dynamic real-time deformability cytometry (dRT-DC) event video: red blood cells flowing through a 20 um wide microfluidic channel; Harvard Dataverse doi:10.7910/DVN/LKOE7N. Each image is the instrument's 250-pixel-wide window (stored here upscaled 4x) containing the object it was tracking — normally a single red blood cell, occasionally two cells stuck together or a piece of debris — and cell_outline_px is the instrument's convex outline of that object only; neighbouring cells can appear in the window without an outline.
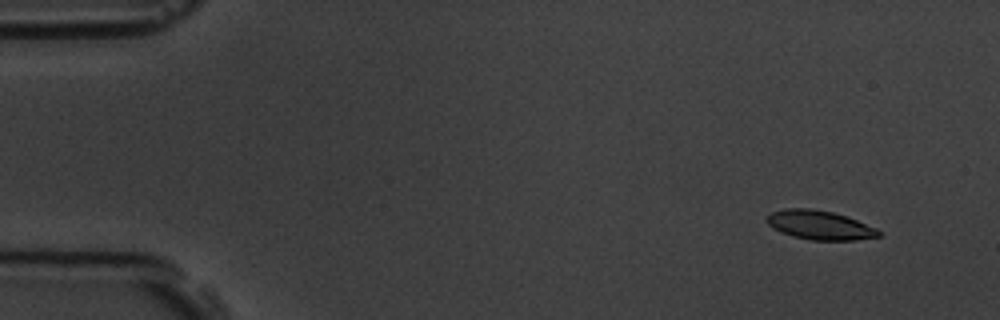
{"species": "common noctule bat (a hibernating species)", "species_latin": "Nyctalus noctula", "temperature_condition": "room temperature", "stored_images_in_passage": 53, "camera_frame_rate_fps": 3000, "um_per_image_px": 0.085, "animal": {"sex": "male", "body_mass_g": 19.5, "forearm_length_mm": 54.6}, "frame": {"image": 1, "passage_image": 1, "time_ms": 0.0, "image_size_px": [1000, 320], "cell_outline_px": [[880, 236], [856, 240], [812, 240], [792, 236], [780, 232], [772, 228], [764, 220], [764, 216], [772, 212], [784, 208], [808, 208], [832, 212], [856, 220], [876, 228], [880, 232]], "centroid_in_image_um": [69.6, 19.13], "position_along_channel_um": 15.4, "area_um2": 18.96}}
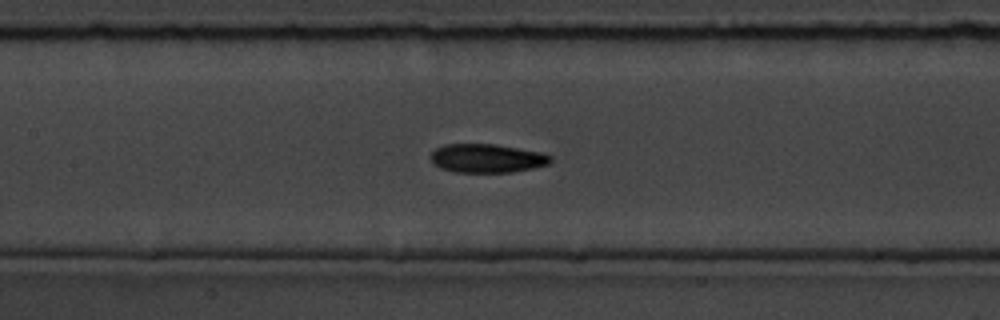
{"frame": {"image": 2, "passage_image": 23, "time_ms": 7.333, "image_size_px": [1000, 320], "cell_outline_px": [[552, 160], [548, 164], [532, 168], [512, 172], [456, 172], [440, 168], [432, 160], [432, 152], [436, 148], [444, 144], [496, 144], [540, 152], [552, 156]], "centroid_in_image_um": [41.41, 13.45], "position_along_channel_um": 166.0, "area_um2": 19.88}}
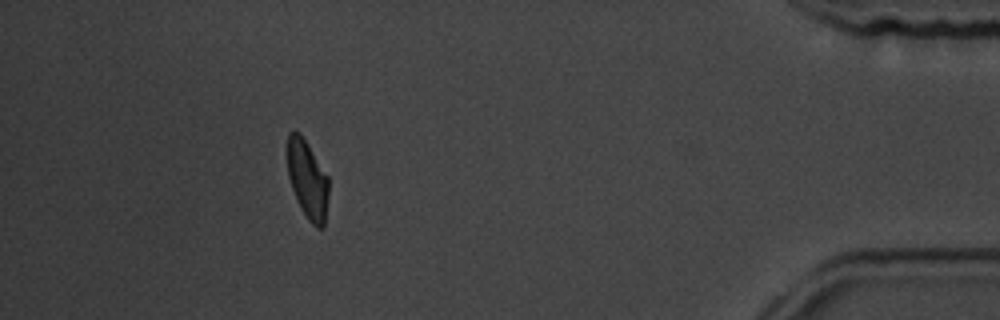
{"frame": {"image": 3, "passage_image": 48, "time_ms": 15.667, "image_size_px": [1000, 320], "cell_outline_px": [[328, 192], [324, 228], [316, 228], [308, 220], [300, 208], [296, 200], [288, 176], [288, 132], [292, 128], [300, 132], [328, 176]], "centroid_in_image_um": [26.13, 15.25], "position_along_channel_um": 409.1, "area_um2": 18.9}, "authors_computed_cell_mechanics": {"area_um2": 19.5942, "velocity_mm_per_s": 3.5899, "shape_relaxation_time_tau1_ms": 3.9763, "shape_relaxation_time_tau2_ms": 4.8236, "deformation_change_tau1": 0.1225, "deformation_change_tau2": 0.1131}}